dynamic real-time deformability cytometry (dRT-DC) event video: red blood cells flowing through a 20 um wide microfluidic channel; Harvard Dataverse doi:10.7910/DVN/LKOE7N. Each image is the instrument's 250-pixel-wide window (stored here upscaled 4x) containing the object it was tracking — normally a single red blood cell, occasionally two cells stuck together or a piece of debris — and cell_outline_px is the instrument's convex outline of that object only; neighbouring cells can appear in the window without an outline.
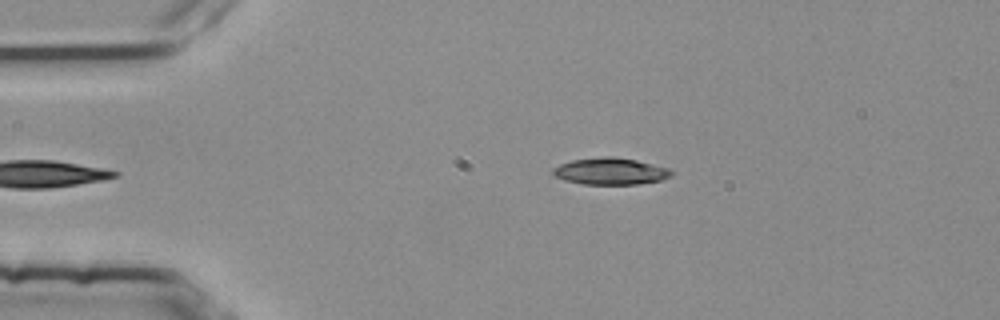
{"species": "common noctule bat (a hibernating species)", "species_latin": "Nyctalus noctula", "temperature_condition": "room temperature", "stored_images_in_passage": 2, "camera_frame_rate_fps": 3000, "um_per_image_px": 0.085, "animal": {"sex": "female", "body_mass_g": 25.1}, "frame": {"image": 1, "passage_image": 2, "time_ms": 0.333, "image_size_px": [1000, 320], "cell_outline_px": [[672, 176], [660, 180], [636, 184], [584, 184], [564, 180], [556, 176], [552, 172], [552, 168], [560, 164], [572, 160], [604, 156], [612, 156], [636, 160], [668, 168], [672, 172]], "centroid_in_image_um": [51.87, 14.55], "position_along_channel_um": 33.1, "area_um2": 18.32}}